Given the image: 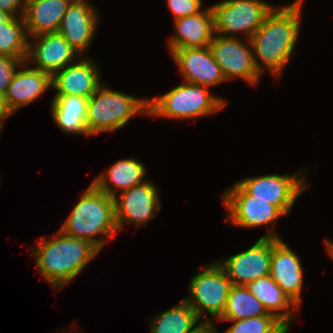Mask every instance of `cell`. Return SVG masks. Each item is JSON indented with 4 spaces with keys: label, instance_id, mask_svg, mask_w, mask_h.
Wrapping results in <instances>:
<instances>
[{
    "label": "cell",
    "instance_id": "obj_1",
    "mask_svg": "<svg viewBox=\"0 0 333 333\" xmlns=\"http://www.w3.org/2000/svg\"><path fill=\"white\" fill-rule=\"evenodd\" d=\"M303 1L295 0L281 9L274 7L250 38L254 62L262 76L264 67L276 79L282 75L297 43Z\"/></svg>",
    "mask_w": 333,
    "mask_h": 333
},
{
    "label": "cell",
    "instance_id": "obj_2",
    "mask_svg": "<svg viewBox=\"0 0 333 333\" xmlns=\"http://www.w3.org/2000/svg\"><path fill=\"white\" fill-rule=\"evenodd\" d=\"M41 239L40 244L31 247V254L38 272L57 290L77 277L100 251L91 242L66 235L61 230L53 239L46 241L45 236Z\"/></svg>",
    "mask_w": 333,
    "mask_h": 333
},
{
    "label": "cell",
    "instance_id": "obj_3",
    "mask_svg": "<svg viewBox=\"0 0 333 333\" xmlns=\"http://www.w3.org/2000/svg\"><path fill=\"white\" fill-rule=\"evenodd\" d=\"M59 230L89 241L101 251L107 240L118 231L114 198L91 183ZM99 234L105 238H97Z\"/></svg>",
    "mask_w": 333,
    "mask_h": 333
},
{
    "label": "cell",
    "instance_id": "obj_4",
    "mask_svg": "<svg viewBox=\"0 0 333 333\" xmlns=\"http://www.w3.org/2000/svg\"><path fill=\"white\" fill-rule=\"evenodd\" d=\"M148 115V99L137 98L102 84L88 99L86 128L90 136L123 128L136 114Z\"/></svg>",
    "mask_w": 333,
    "mask_h": 333
},
{
    "label": "cell",
    "instance_id": "obj_5",
    "mask_svg": "<svg viewBox=\"0 0 333 333\" xmlns=\"http://www.w3.org/2000/svg\"><path fill=\"white\" fill-rule=\"evenodd\" d=\"M209 88L183 81L164 95L151 100L148 98V116L182 120L199 118L222 110L227 101L214 96Z\"/></svg>",
    "mask_w": 333,
    "mask_h": 333
},
{
    "label": "cell",
    "instance_id": "obj_6",
    "mask_svg": "<svg viewBox=\"0 0 333 333\" xmlns=\"http://www.w3.org/2000/svg\"><path fill=\"white\" fill-rule=\"evenodd\" d=\"M222 204L227 210V220L240 228H256L269 225L270 228L262 238L280 239L276 234L275 224L285 214L266 200L253 199L237 182L224 191Z\"/></svg>",
    "mask_w": 333,
    "mask_h": 333
},
{
    "label": "cell",
    "instance_id": "obj_7",
    "mask_svg": "<svg viewBox=\"0 0 333 333\" xmlns=\"http://www.w3.org/2000/svg\"><path fill=\"white\" fill-rule=\"evenodd\" d=\"M189 285V296L184 299L202 320L206 312L216 320L222 315L232 283L226 272L217 263L202 266Z\"/></svg>",
    "mask_w": 333,
    "mask_h": 333
},
{
    "label": "cell",
    "instance_id": "obj_8",
    "mask_svg": "<svg viewBox=\"0 0 333 333\" xmlns=\"http://www.w3.org/2000/svg\"><path fill=\"white\" fill-rule=\"evenodd\" d=\"M275 6L263 0H223L211 6L215 34L250 39Z\"/></svg>",
    "mask_w": 333,
    "mask_h": 333
},
{
    "label": "cell",
    "instance_id": "obj_9",
    "mask_svg": "<svg viewBox=\"0 0 333 333\" xmlns=\"http://www.w3.org/2000/svg\"><path fill=\"white\" fill-rule=\"evenodd\" d=\"M245 40H241L240 37L215 34L210 49L227 81L241 78L254 86L262 74L254 62L250 39ZM243 41L247 42V45Z\"/></svg>",
    "mask_w": 333,
    "mask_h": 333
},
{
    "label": "cell",
    "instance_id": "obj_10",
    "mask_svg": "<svg viewBox=\"0 0 333 333\" xmlns=\"http://www.w3.org/2000/svg\"><path fill=\"white\" fill-rule=\"evenodd\" d=\"M299 172V173H298ZM267 174L258 177L245 178L237 183L253 199L266 200L278 207L285 215L292 209L297 197L307 189L306 181L299 174Z\"/></svg>",
    "mask_w": 333,
    "mask_h": 333
},
{
    "label": "cell",
    "instance_id": "obj_11",
    "mask_svg": "<svg viewBox=\"0 0 333 333\" xmlns=\"http://www.w3.org/2000/svg\"><path fill=\"white\" fill-rule=\"evenodd\" d=\"M159 189L153 182L147 181L123 191L114 197L115 219L118 230L125 227L124 223H133L138 228L146 225L161 210ZM159 195V196H158Z\"/></svg>",
    "mask_w": 333,
    "mask_h": 333
},
{
    "label": "cell",
    "instance_id": "obj_12",
    "mask_svg": "<svg viewBox=\"0 0 333 333\" xmlns=\"http://www.w3.org/2000/svg\"><path fill=\"white\" fill-rule=\"evenodd\" d=\"M272 238H262L248 250L216 261L234 285H247L269 275Z\"/></svg>",
    "mask_w": 333,
    "mask_h": 333
},
{
    "label": "cell",
    "instance_id": "obj_13",
    "mask_svg": "<svg viewBox=\"0 0 333 333\" xmlns=\"http://www.w3.org/2000/svg\"><path fill=\"white\" fill-rule=\"evenodd\" d=\"M77 55H80L78 51L59 32H51L29 37L26 62L34 63L33 68L53 75L74 63Z\"/></svg>",
    "mask_w": 333,
    "mask_h": 333
},
{
    "label": "cell",
    "instance_id": "obj_14",
    "mask_svg": "<svg viewBox=\"0 0 333 333\" xmlns=\"http://www.w3.org/2000/svg\"><path fill=\"white\" fill-rule=\"evenodd\" d=\"M170 53L184 82L212 87L227 81L210 46L175 49Z\"/></svg>",
    "mask_w": 333,
    "mask_h": 333
},
{
    "label": "cell",
    "instance_id": "obj_15",
    "mask_svg": "<svg viewBox=\"0 0 333 333\" xmlns=\"http://www.w3.org/2000/svg\"><path fill=\"white\" fill-rule=\"evenodd\" d=\"M302 269L298 255L281 238H272L269 275L297 307L302 300Z\"/></svg>",
    "mask_w": 333,
    "mask_h": 333
},
{
    "label": "cell",
    "instance_id": "obj_16",
    "mask_svg": "<svg viewBox=\"0 0 333 333\" xmlns=\"http://www.w3.org/2000/svg\"><path fill=\"white\" fill-rule=\"evenodd\" d=\"M87 0H73L67 7L58 32L76 50L83 54L94 38L98 10Z\"/></svg>",
    "mask_w": 333,
    "mask_h": 333
},
{
    "label": "cell",
    "instance_id": "obj_17",
    "mask_svg": "<svg viewBox=\"0 0 333 333\" xmlns=\"http://www.w3.org/2000/svg\"><path fill=\"white\" fill-rule=\"evenodd\" d=\"M98 66L89 57L67 65L52 75V88L55 95H70L90 98L103 84Z\"/></svg>",
    "mask_w": 333,
    "mask_h": 333
},
{
    "label": "cell",
    "instance_id": "obj_18",
    "mask_svg": "<svg viewBox=\"0 0 333 333\" xmlns=\"http://www.w3.org/2000/svg\"><path fill=\"white\" fill-rule=\"evenodd\" d=\"M174 33L168 42L169 53L175 49L210 46L215 35L211 6L197 14L174 20Z\"/></svg>",
    "mask_w": 333,
    "mask_h": 333
},
{
    "label": "cell",
    "instance_id": "obj_19",
    "mask_svg": "<svg viewBox=\"0 0 333 333\" xmlns=\"http://www.w3.org/2000/svg\"><path fill=\"white\" fill-rule=\"evenodd\" d=\"M28 65L27 62L20 65V70L14 73L4 95L6 107L12 114L22 106L32 103L49 87L52 88L51 74L33 67L28 68Z\"/></svg>",
    "mask_w": 333,
    "mask_h": 333
},
{
    "label": "cell",
    "instance_id": "obj_20",
    "mask_svg": "<svg viewBox=\"0 0 333 333\" xmlns=\"http://www.w3.org/2000/svg\"><path fill=\"white\" fill-rule=\"evenodd\" d=\"M73 0H33L25 4L23 19L29 37L58 32L67 7Z\"/></svg>",
    "mask_w": 333,
    "mask_h": 333
},
{
    "label": "cell",
    "instance_id": "obj_21",
    "mask_svg": "<svg viewBox=\"0 0 333 333\" xmlns=\"http://www.w3.org/2000/svg\"><path fill=\"white\" fill-rule=\"evenodd\" d=\"M146 171L145 165L137 159H120L106 172L99 174L92 183L100 191L114 198L118 189L123 192L147 181Z\"/></svg>",
    "mask_w": 333,
    "mask_h": 333
},
{
    "label": "cell",
    "instance_id": "obj_22",
    "mask_svg": "<svg viewBox=\"0 0 333 333\" xmlns=\"http://www.w3.org/2000/svg\"><path fill=\"white\" fill-rule=\"evenodd\" d=\"M246 286L261 301L268 313L273 314L288 329L290 328L291 320H294L293 318L296 317L295 312L298 310V307L275 283L270 275L252 281Z\"/></svg>",
    "mask_w": 333,
    "mask_h": 333
},
{
    "label": "cell",
    "instance_id": "obj_23",
    "mask_svg": "<svg viewBox=\"0 0 333 333\" xmlns=\"http://www.w3.org/2000/svg\"><path fill=\"white\" fill-rule=\"evenodd\" d=\"M51 101V115L60 130L68 134L90 136L86 128L88 98L54 95Z\"/></svg>",
    "mask_w": 333,
    "mask_h": 333
},
{
    "label": "cell",
    "instance_id": "obj_24",
    "mask_svg": "<svg viewBox=\"0 0 333 333\" xmlns=\"http://www.w3.org/2000/svg\"><path fill=\"white\" fill-rule=\"evenodd\" d=\"M263 315L267 312L261 301L255 297L246 285L232 284L225 309L218 320H241Z\"/></svg>",
    "mask_w": 333,
    "mask_h": 333
},
{
    "label": "cell",
    "instance_id": "obj_25",
    "mask_svg": "<svg viewBox=\"0 0 333 333\" xmlns=\"http://www.w3.org/2000/svg\"><path fill=\"white\" fill-rule=\"evenodd\" d=\"M198 321L200 318L183 298L178 304L152 319L150 333H189Z\"/></svg>",
    "mask_w": 333,
    "mask_h": 333
},
{
    "label": "cell",
    "instance_id": "obj_26",
    "mask_svg": "<svg viewBox=\"0 0 333 333\" xmlns=\"http://www.w3.org/2000/svg\"><path fill=\"white\" fill-rule=\"evenodd\" d=\"M29 36L23 17L10 16L0 27V55L26 62Z\"/></svg>",
    "mask_w": 333,
    "mask_h": 333
},
{
    "label": "cell",
    "instance_id": "obj_27",
    "mask_svg": "<svg viewBox=\"0 0 333 333\" xmlns=\"http://www.w3.org/2000/svg\"><path fill=\"white\" fill-rule=\"evenodd\" d=\"M234 322L224 333H287L288 328L274 315H263L241 320H220Z\"/></svg>",
    "mask_w": 333,
    "mask_h": 333
},
{
    "label": "cell",
    "instance_id": "obj_28",
    "mask_svg": "<svg viewBox=\"0 0 333 333\" xmlns=\"http://www.w3.org/2000/svg\"><path fill=\"white\" fill-rule=\"evenodd\" d=\"M23 63L22 59L0 55V94L5 95L14 73Z\"/></svg>",
    "mask_w": 333,
    "mask_h": 333
},
{
    "label": "cell",
    "instance_id": "obj_29",
    "mask_svg": "<svg viewBox=\"0 0 333 333\" xmlns=\"http://www.w3.org/2000/svg\"><path fill=\"white\" fill-rule=\"evenodd\" d=\"M174 20L202 11V0H167Z\"/></svg>",
    "mask_w": 333,
    "mask_h": 333
},
{
    "label": "cell",
    "instance_id": "obj_30",
    "mask_svg": "<svg viewBox=\"0 0 333 333\" xmlns=\"http://www.w3.org/2000/svg\"><path fill=\"white\" fill-rule=\"evenodd\" d=\"M0 10L14 17H23L25 11L24 0H0Z\"/></svg>",
    "mask_w": 333,
    "mask_h": 333
},
{
    "label": "cell",
    "instance_id": "obj_31",
    "mask_svg": "<svg viewBox=\"0 0 333 333\" xmlns=\"http://www.w3.org/2000/svg\"><path fill=\"white\" fill-rule=\"evenodd\" d=\"M212 320H202L189 333H219Z\"/></svg>",
    "mask_w": 333,
    "mask_h": 333
},
{
    "label": "cell",
    "instance_id": "obj_32",
    "mask_svg": "<svg viewBox=\"0 0 333 333\" xmlns=\"http://www.w3.org/2000/svg\"><path fill=\"white\" fill-rule=\"evenodd\" d=\"M10 115L12 113L6 107L4 96L0 94V122H4Z\"/></svg>",
    "mask_w": 333,
    "mask_h": 333
},
{
    "label": "cell",
    "instance_id": "obj_33",
    "mask_svg": "<svg viewBox=\"0 0 333 333\" xmlns=\"http://www.w3.org/2000/svg\"><path fill=\"white\" fill-rule=\"evenodd\" d=\"M325 244L327 246V253L328 255L331 257V259H333V242L331 240H327L325 239Z\"/></svg>",
    "mask_w": 333,
    "mask_h": 333
},
{
    "label": "cell",
    "instance_id": "obj_34",
    "mask_svg": "<svg viewBox=\"0 0 333 333\" xmlns=\"http://www.w3.org/2000/svg\"><path fill=\"white\" fill-rule=\"evenodd\" d=\"M11 15L7 12L0 10V27L3 26V22H5Z\"/></svg>",
    "mask_w": 333,
    "mask_h": 333
},
{
    "label": "cell",
    "instance_id": "obj_35",
    "mask_svg": "<svg viewBox=\"0 0 333 333\" xmlns=\"http://www.w3.org/2000/svg\"><path fill=\"white\" fill-rule=\"evenodd\" d=\"M4 126V122H0V135L2 134V128Z\"/></svg>",
    "mask_w": 333,
    "mask_h": 333
},
{
    "label": "cell",
    "instance_id": "obj_36",
    "mask_svg": "<svg viewBox=\"0 0 333 333\" xmlns=\"http://www.w3.org/2000/svg\"><path fill=\"white\" fill-rule=\"evenodd\" d=\"M31 1H33V0H24V4H27V3L31 2Z\"/></svg>",
    "mask_w": 333,
    "mask_h": 333
}]
</instances>
